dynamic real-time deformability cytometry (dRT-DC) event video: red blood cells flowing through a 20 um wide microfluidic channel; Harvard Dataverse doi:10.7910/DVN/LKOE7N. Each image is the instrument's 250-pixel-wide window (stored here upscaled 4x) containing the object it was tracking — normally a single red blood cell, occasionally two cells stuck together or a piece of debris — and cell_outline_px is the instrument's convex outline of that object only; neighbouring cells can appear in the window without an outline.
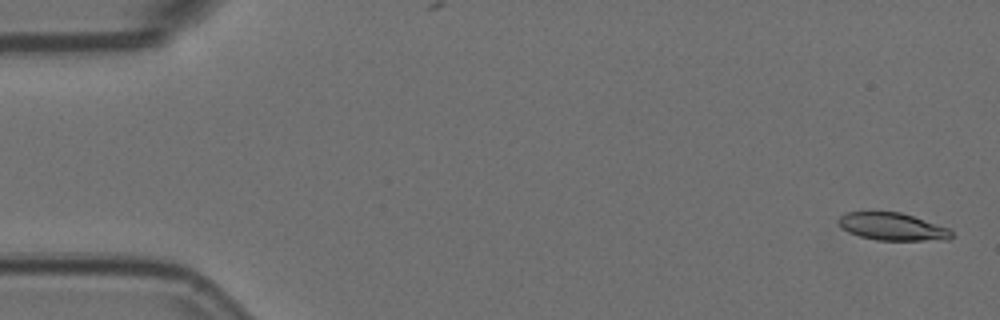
{"species": "Egyptian fruit bat (a non-hibernating species)", "species_latin": "Rousettus aegyptiacus", "temperature_condition": "room temperature", "stored_images_in_passage": 5, "segment_of_instrument_passage": [1, 2], "camera_frame_rate_fps": 3000, "um_per_image_px": 0.085, "animal": {"sex": "female"}, "frame": {"image": 1, "passage_image": 1, "time_ms": 0.0, "image_size_px": [1000, 320], "cell_outline_px": [[952, 236], [948, 240], [876, 240], [860, 236], [848, 232], [836, 220], [844, 212], [900, 212], [948, 228], [952, 232]], "centroid_in_image_um": [75.83, 19.27], "position_along_channel_um": 9.2, "area_um2": 17.92}}